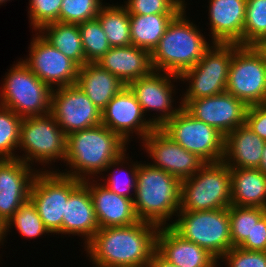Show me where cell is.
Returning a JSON list of instances; mask_svg holds the SVG:
<instances>
[{
  "mask_svg": "<svg viewBox=\"0 0 266 267\" xmlns=\"http://www.w3.org/2000/svg\"><path fill=\"white\" fill-rule=\"evenodd\" d=\"M34 33L28 47L29 54L22 61L52 89L76 84L79 66L38 32Z\"/></svg>",
  "mask_w": 266,
  "mask_h": 267,
  "instance_id": "obj_14",
  "label": "cell"
},
{
  "mask_svg": "<svg viewBox=\"0 0 266 267\" xmlns=\"http://www.w3.org/2000/svg\"><path fill=\"white\" fill-rule=\"evenodd\" d=\"M127 149L128 144L101 123L67 135L66 169L55 171L81 181L98 179L106 167Z\"/></svg>",
  "mask_w": 266,
  "mask_h": 267,
  "instance_id": "obj_2",
  "label": "cell"
},
{
  "mask_svg": "<svg viewBox=\"0 0 266 267\" xmlns=\"http://www.w3.org/2000/svg\"><path fill=\"white\" fill-rule=\"evenodd\" d=\"M159 227L138 221L128 226L100 228L85 245L92 267H147L156 250Z\"/></svg>",
  "mask_w": 266,
  "mask_h": 267,
  "instance_id": "obj_1",
  "label": "cell"
},
{
  "mask_svg": "<svg viewBox=\"0 0 266 267\" xmlns=\"http://www.w3.org/2000/svg\"><path fill=\"white\" fill-rule=\"evenodd\" d=\"M1 84L0 105L21 118L50 113L52 88L39 79L29 67L17 60L6 72Z\"/></svg>",
  "mask_w": 266,
  "mask_h": 267,
  "instance_id": "obj_6",
  "label": "cell"
},
{
  "mask_svg": "<svg viewBox=\"0 0 266 267\" xmlns=\"http://www.w3.org/2000/svg\"><path fill=\"white\" fill-rule=\"evenodd\" d=\"M226 92L247 106L266 103V56L257 46L233 44Z\"/></svg>",
  "mask_w": 266,
  "mask_h": 267,
  "instance_id": "obj_10",
  "label": "cell"
},
{
  "mask_svg": "<svg viewBox=\"0 0 266 267\" xmlns=\"http://www.w3.org/2000/svg\"><path fill=\"white\" fill-rule=\"evenodd\" d=\"M265 143L245 123L225 136L223 162L230 169L258 168Z\"/></svg>",
  "mask_w": 266,
  "mask_h": 267,
  "instance_id": "obj_25",
  "label": "cell"
},
{
  "mask_svg": "<svg viewBox=\"0 0 266 267\" xmlns=\"http://www.w3.org/2000/svg\"><path fill=\"white\" fill-rule=\"evenodd\" d=\"M96 63L126 86L153 71L150 52L133 45L111 47Z\"/></svg>",
  "mask_w": 266,
  "mask_h": 267,
  "instance_id": "obj_24",
  "label": "cell"
},
{
  "mask_svg": "<svg viewBox=\"0 0 266 267\" xmlns=\"http://www.w3.org/2000/svg\"><path fill=\"white\" fill-rule=\"evenodd\" d=\"M231 205V172L223 161L205 163L181 181L179 211H203Z\"/></svg>",
  "mask_w": 266,
  "mask_h": 267,
  "instance_id": "obj_7",
  "label": "cell"
},
{
  "mask_svg": "<svg viewBox=\"0 0 266 267\" xmlns=\"http://www.w3.org/2000/svg\"><path fill=\"white\" fill-rule=\"evenodd\" d=\"M180 194L179 178L153 167L149 162H139L133 200L139 221L158 227L171 226L180 208Z\"/></svg>",
  "mask_w": 266,
  "mask_h": 267,
  "instance_id": "obj_3",
  "label": "cell"
},
{
  "mask_svg": "<svg viewBox=\"0 0 266 267\" xmlns=\"http://www.w3.org/2000/svg\"><path fill=\"white\" fill-rule=\"evenodd\" d=\"M245 123L255 134L266 141V103L248 106Z\"/></svg>",
  "mask_w": 266,
  "mask_h": 267,
  "instance_id": "obj_41",
  "label": "cell"
},
{
  "mask_svg": "<svg viewBox=\"0 0 266 267\" xmlns=\"http://www.w3.org/2000/svg\"><path fill=\"white\" fill-rule=\"evenodd\" d=\"M23 118L0 105V159L18 158L20 126Z\"/></svg>",
  "mask_w": 266,
  "mask_h": 267,
  "instance_id": "obj_35",
  "label": "cell"
},
{
  "mask_svg": "<svg viewBox=\"0 0 266 267\" xmlns=\"http://www.w3.org/2000/svg\"><path fill=\"white\" fill-rule=\"evenodd\" d=\"M5 242H3V226L0 224V246L4 245Z\"/></svg>",
  "mask_w": 266,
  "mask_h": 267,
  "instance_id": "obj_46",
  "label": "cell"
},
{
  "mask_svg": "<svg viewBox=\"0 0 266 267\" xmlns=\"http://www.w3.org/2000/svg\"><path fill=\"white\" fill-rule=\"evenodd\" d=\"M266 209L248 206H229L230 234L233 247H239L247 238H251L254 220H260Z\"/></svg>",
  "mask_w": 266,
  "mask_h": 267,
  "instance_id": "obj_33",
  "label": "cell"
},
{
  "mask_svg": "<svg viewBox=\"0 0 266 267\" xmlns=\"http://www.w3.org/2000/svg\"><path fill=\"white\" fill-rule=\"evenodd\" d=\"M98 181L96 178L82 182L90 190L99 228L128 226L138 222L133 199L114 193Z\"/></svg>",
  "mask_w": 266,
  "mask_h": 267,
  "instance_id": "obj_21",
  "label": "cell"
},
{
  "mask_svg": "<svg viewBox=\"0 0 266 267\" xmlns=\"http://www.w3.org/2000/svg\"><path fill=\"white\" fill-rule=\"evenodd\" d=\"M66 144L67 136L51 113L25 117L21 122L18 145L20 153H24L18 155V159L32 167L34 163L43 165L40 171H55L49 166L57 160L65 162Z\"/></svg>",
  "mask_w": 266,
  "mask_h": 267,
  "instance_id": "obj_5",
  "label": "cell"
},
{
  "mask_svg": "<svg viewBox=\"0 0 266 267\" xmlns=\"http://www.w3.org/2000/svg\"><path fill=\"white\" fill-rule=\"evenodd\" d=\"M129 158H130L129 153L127 154L126 152L123 153L119 158L111 162L106 167L104 173H102L101 175V178H99L98 180L101 179L100 180L102 181L101 183L104 184L107 188H109L114 193L134 200L135 191H136L137 169H138L139 161L136 160L135 162L131 158L129 160ZM120 167L121 169H119ZM108 171H110L111 173L110 172L108 173ZM105 172L108 173V174L106 173V177H105Z\"/></svg>",
  "mask_w": 266,
  "mask_h": 267,
  "instance_id": "obj_30",
  "label": "cell"
},
{
  "mask_svg": "<svg viewBox=\"0 0 266 267\" xmlns=\"http://www.w3.org/2000/svg\"><path fill=\"white\" fill-rule=\"evenodd\" d=\"M87 63H96L110 48L97 18L78 24Z\"/></svg>",
  "mask_w": 266,
  "mask_h": 267,
  "instance_id": "obj_36",
  "label": "cell"
},
{
  "mask_svg": "<svg viewBox=\"0 0 266 267\" xmlns=\"http://www.w3.org/2000/svg\"><path fill=\"white\" fill-rule=\"evenodd\" d=\"M182 107L194 118L216 128L224 136L245 124L248 108L242 100L227 92L187 99Z\"/></svg>",
  "mask_w": 266,
  "mask_h": 267,
  "instance_id": "obj_18",
  "label": "cell"
},
{
  "mask_svg": "<svg viewBox=\"0 0 266 267\" xmlns=\"http://www.w3.org/2000/svg\"><path fill=\"white\" fill-rule=\"evenodd\" d=\"M185 6L169 23L158 45L150 53L154 71L180 75L194 67L213 42L187 16ZM210 41V42H209Z\"/></svg>",
  "mask_w": 266,
  "mask_h": 267,
  "instance_id": "obj_4",
  "label": "cell"
},
{
  "mask_svg": "<svg viewBox=\"0 0 266 267\" xmlns=\"http://www.w3.org/2000/svg\"><path fill=\"white\" fill-rule=\"evenodd\" d=\"M104 4L103 0H63L59 22L79 24L95 19Z\"/></svg>",
  "mask_w": 266,
  "mask_h": 267,
  "instance_id": "obj_37",
  "label": "cell"
},
{
  "mask_svg": "<svg viewBox=\"0 0 266 267\" xmlns=\"http://www.w3.org/2000/svg\"><path fill=\"white\" fill-rule=\"evenodd\" d=\"M63 0H29L28 17L34 32L43 26L59 22V14Z\"/></svg>",
  "mask_w": 266,
  "mask_h": 267,
  "instance_id": "obj_39",
  "label": "cell"
},
{
  "mask_svg": "<svg viewBox=\"0 0 266 267\" xmlns=\"http://www.w3.org/2000/svg\"><path fill=\"white\" fill-rule=\"evenodd\" d=\"M76 84L101 111L126 86L115 75L97 63H86L79 67Z\"/></svg>",
  "mask_w": 266,
  "mask_h": 267,
  "instance_id": "obj_26",
  "label": "cell"
},
{
  "mask_svg": "<svg viewBox=\"0 0 266 267\" xmlns=\"http://www.w3.org/2000/svg\"><path fill=\"white\" fill-rule=\"evenodd\" d=\"M170 227L185 240L206 249L218 261L233 247L229 207L203 211H178Z\"/></svg>",
  "mask_w": 266,
  "mask_h": 267,
  "instance_id": "obj_8",
  "label": "cell"
},
{
  "mask_svg": "<svg viewBox=\"0 0 266 267\" xmlns=\"http://www.w3.org/2000/svg\"><path fill=\"white\" fill-rule=\"evenodd\" d=\"M50 113L66 136L101 124V110L77 84L52 90Z\"/></svg>",
  "mask_w": 266,
  "mask_h": 267,
  "instance_id": "obj_15",
  "label": "cell"
},
{
  "mask_svg": "<svg viewBox=\"0 0 266 267\" xmlns=\"http://www.w3.org/2000/svg\"><path fill=\"white\" fill-rule=\"evenodd\" d=\"M7 1H10V0H0V5L2 6V4H6Z\"/></svg>",
  "mask_w": 266,
  "mask_h": 267,
  "instance_id": "obj_47",
  "label": "cell"
},
{
  "mask_svg": "<svg viewBox=\"0 0 266 267\" xmlns=\"http://www.w3.org/2000/svg\"><path fill=\"white\" fill-rule=\"evenodd\" d=\"M89 188L82 182L65 203L62 220V234L79 236L85 246L99 230Z\"/></svg>",
  "mask_w": 266,
  "mask_h": 267,
  "instance_id": "obj_23",
  "label": "cell"
},
{
  "mask_svg": "<svg viewBox=\"0 0 266 267\" xmlns=\"http://www.w3.org/2000/svg\"><path fill=\"white\" fill-rule=\"evenodd\" d=\"M37 32L79 67L87 63L78 24L53 22Z\"/></svg>",
  "mask_w": 266,
  "mask_h": 267,
  "instance_id": "obj_28",
  "label": "cell"
},
{
  "mask_svg": "<svg viewBox=\"0 0 266 267\" xmlns=\"http://www.w3.org/2000/svg\"><path fill=\"white\" fill-rule=\"evenodd\" d=\"M96 18L111 47L132 45L129 13L123 4L105 3Z\"/></svg>",
  "mask_w": 266,
  "mask_h": 267,
  "instance_id": "obj_31",
  "label": "cell"
},
{
  "mask_svg": "<svg viewBox=\"0 0 266 267\" xmlns=\"http://www.w3.org/2000/svg\"><path fill=\"white\" fill-rule=\"evenodd\" d=\"M161 129L205 163L223 161L225 136L216 128L194 118L183 107Z\"/></svg>",
  "mask_w": 266,
  "mask_h": 267,
  "instance_id": "obj_12",
  "label": "cell"
},
{
  "mask_svg": "<svg viewBox=\"0 0 266 267\" xmlns=\"http://www.w3.org/2000/svg\"><path fill=\"white\" fill-rule=\"evenodd\" d=\"M239 247L249 251L266 252V214L260 220H254L251 238H247Z\"/></svg>",
  "mask_w": 266,
  "mask_h": 267,
  "instance_id": "obj_42",
  "label": "cell"
},
{
  "mask_svg": "<svg viewBox=\"0 0 266 267\" xmlns=\"http://www.w3.org/2000/svg\"><path fill=\"white\" fill-rule=\"evenodd\" d=\"M258 169L264 174L266 175V143L264 145V150H263V154H262V159H261V164L258 167Z\"/></svg>",
  "mask_w": 266,
  "mask_h": 267,
  "instance_id": "obj_44",
  "label": "cell"
},
{
  "mask_svg": "<svg viewBox=\"0 0 266 267\" xmlns=\"http://www.w3.org/2000/svg\"><path fill=\"white\" fill-rule=\"evenodd\" d=\"M149 163L156 168L179 178L192 177L205 162L176 143L161 128L153 129L142 141ZM152 162V163H151Z\"/></svg>",
  "mask_w": 266,
  "mask_h": 267,
  "instance_id": "obj_17",
  "label": "cell"
},
{
  "mask_svg": "<svg viewBox=\"0 0 266 267\" xmlns=\"http://www.w3.org/2000/svg\"><path fill=\"white\" fill-rule=\"evenodd\" d=\"M148 267H178L164 258L157 250L151 256Z\"/></svg>",
  "mask_w": 266,
  "mask_h": 267,
  "instance_id": "obj_43",
  "label": "cell"
},
{
  "mask_svg": "<svg viewBox=\"0 0 266 267\" xmlns=\"http://www.w3.org/2000/svg\"><path fill=\"white\" fill-rule=\"evenodd\" d=\"M208 3L211 42L242 46L246 0H208Z\"/></svg>",
  "mask_w": 266,
  "mask_h": 267,
  "instance_id": "obj_20",
  "label": "cell"
},
{
  "mask_svg": "<svg viewBox=\"0 0 266 267\" xmlns=\"http://www.w3.org/2000/svg\"><path fill=\"white\" fill-rule=\"evenodd\" d=\"M145 116L133 92L124 86L101 111V123L129 144L132 136L142 141L156 128Z\"/></svg>",
  "mask_w": 266,
  "mask_h": 267,
  "instance_id": "obj_16",
  "label": "cell"
},
{
  "mask_svg": "<svg viewBox=\"0 0 266 267\" xmlns=\"http://www.w3.org/2000/svg\"><path fill=\"white\" fill-rule=\"evenodd\" d=\"M82 183L58 171H39L32 182L29 199L45 227L62 237V220L69 195Z\"/></svg>",
  "mask_w": 266,
  "mask_h": 267,
  "instance_id": "obj_11",
  "label": "cell"
},
{
  "mask_svg": "<svg viewBox=\"0 0 266 267\" xmlns=\"http://www.w3.org/2000/svg\"><path fill=\"white\" fill-rule=\"evenodd\" d=\"M231 172V205L266 209V175L258 168H236Z\"/></svg>",
  "mask_w": 266,
  "mask_h": 267,
  "instance_id": "obj_27",
  "label": "cell"
},
{
  "mask_svg": "<svg viewBox=\"0 0 266 267\" xmlns=\"http://www.w3.org/2000/svg\"><path fill=\"white\" fill-rule=\"evenodd\" d=\"M156 250L178 267H218V260L206 249L185 240L170 226L159 227Z\"/></svg>",
  "mask_w": 266,
  "mask_h": 267,
  "instance_id": "obj_22",
  "label": "cell"
},
{
  "mask_svg": "<svg viewBox=\"0 0 266 267\" xmlns=\"http://www.w3.org/2000/svg\"><path fill=\"white\" fill-rule=\"evenodd\" d=\"M14 227L26 239H36L47 234L49 236L50 233L30 199L23 203L3 226V242Z\"/></svg>",
  "mask_w": 266,
  "mask_h": 267,
  "instance_id": "obj_32",
  "label": "cell"
},
{
  "mask_svg": "<svg viewBox=\"0 0 266 267\" xmlns=\"http://www.w3.org/2000/svg\"><path fill=\"white\" fill-rule=\"evenodd\" d=\"M233 58V44L213 43L194 66L179 75L187 86L180 94L181 105L187 99H198L226 92L228 73ZM187 82V83H185Z\"/></svg>",
  "mask_w": 266,
  "mask_h": 267,
  "instance_id": "obj_9",
  "label": "cell"
},
{
  "mask_svg": "<svg viewBox=\"0 0 266 267\" xmlns=\"http://www.w3.org/2000/svg\"><path fill=\"white\" fill-rule=\"evenodd\" d=\"M266 38V0H246L242 46H258Z\"/></svg>",
  "mask_w": 266,
  "mask_h": 267,
  "instance_id": "obj_34",
  "label": "cell"
},
{
  "mask_svg": "<svg viewBox=\"0 0 266 267\" xmlns=\"http://www.w3.org/2000/svg\"><path fill=\"white\" fill-rule=\"evenodd\" d=\"M266 56V38L257 46Z\"/></svg>",
  "mask_w": 266,
  "mask_h": 267,
  "instance_id": "obj_45",
  "label": "cell"
},
{
  "mask_svg": "<svg viewBox=\"0 0 266 267\" xmlns=\"http://www.w3.org/2000/svg\"><path fill=\"white\" fill-rule=\"evenodd\" d=\"M40 171L22 160L0 159V224L2 226L29 200L35 175Z\"/></svg>",
  "mask_w": 266,
  "mask_h": 267,
  "instance_id": "obj_19",
  "label": "cell"
},
{
  "mask_svg": "<svg viewBox=\"0 0 266 267\" xmlns=\"http://www.w3.org/2000/svg\"><path fill=\"white\" fill-rule=\"evenodd\" d=\"M129 14H178L187 2L185 0H127L124 1Z\"/></svg>",
  "mask_w": 266,
  "mask_h": 267,
  "instance_id": "obj_38",
  "label": "cell"
},
{
  "mask_svg": "<svg viewBox=\"0 0 266 267\" xmlns=\"http://www.w3.org/2000/svg\"><path fill=\"white\" fill-rule=\"evenodd\" d=\"M179 80V81H178ZM179 82V75L172 73L152 71L148 76L130 82L127 86L133 92L145 115L151 112L154 115L148 118L156 128H161L168 120L178 113L182 105L174 107L176 90L174 85ZM174 107V108H173ZM158 113V114H157Z\"/></svg>",
  "mask_w": 266,
  "mask_h": 267,
  "instance_id": "obj_13",
  "label": "cell"
},
{
  "mask_svg": "<svg viewBox=\"0 0 266 267\" xmlns=\"http://www.w3.org/2000/svg\"><path fill=\"white\" fill-rule=\"evenodd\" d=\"M177 14H129L133 46L152 52Z\"/></svg>",
  "mask_w": 266,
  "mask_h": 267,
  "instance_id": "obj_29",
  "label": "cell"
},
{
  "mask_svg": "<svg viewBox=\"0 0 266 267\" xmlns=\"http://www.w3.org/2000/svg\"><path fill=\"white\" fill-rule=\"evenodd\" d=\"M221 262H224L226 267H266V252L232 247L220 259L218 266H221Z\"/></svg>",
  "mask_w": 266,
  "mask_h": 267,
  "instance_id": "obj_40",
  "label": "cell"
}]
</instances>
